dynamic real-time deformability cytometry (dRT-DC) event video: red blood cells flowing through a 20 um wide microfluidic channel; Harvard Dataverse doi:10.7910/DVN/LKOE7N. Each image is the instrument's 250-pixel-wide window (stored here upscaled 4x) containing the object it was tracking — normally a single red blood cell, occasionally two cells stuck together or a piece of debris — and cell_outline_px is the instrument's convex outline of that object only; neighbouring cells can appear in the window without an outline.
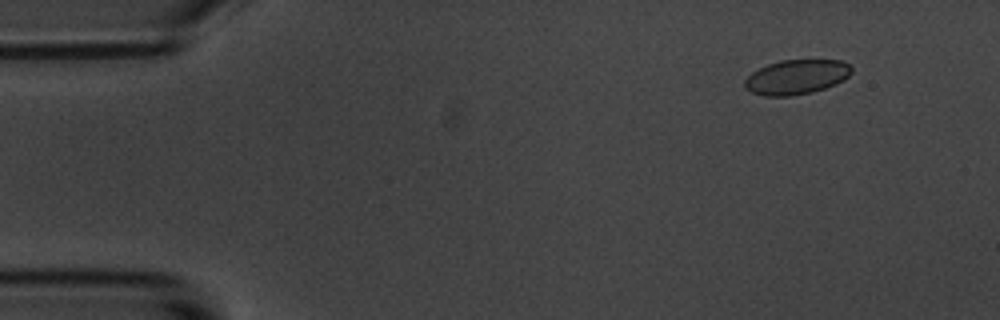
{"species": "common noctule bat (a hibernating species)", "species_latin": "Nyctalus noctula", "temperature_condition": "room temperature", "stored_images_in_passage": 4, "camera_frame_rate_fps": 3000, "um_per_image_px": 0.085, "animal": {"sex": "male", "body_mass_g": 20.1, "forearm_length_mm": 53.5}, "frame": {"image": 1, "passage_image": 1, "time_ms": 0.0, "image_size_px": [1000, 320], "cell_outline_px": [[852, 72], [844, 80], [836, 84], [812, 92], [792, 96], [764, 96], [752, 92], [744, 88], [744, 80], [752, 72], [768, 64], [780, 60], [840, 60], [848, 64], [852, 68]], "centroid_in_image_um": [67.69, 6.55], "position_along_channel_um": 17.3, "area_um2": 21.62}}
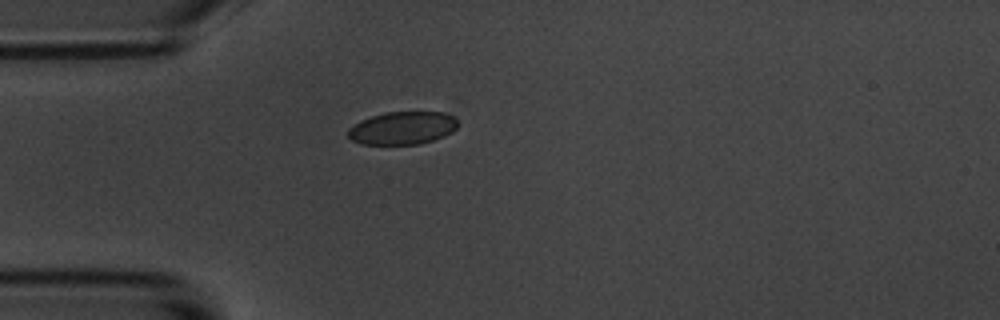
{"frame": {"image": 2, "passage_image": 4, "time_ms": 3.333, "image_size_px": [1000, 320], "cell_outline_px": [[456, 128], [452, 132], [444, 136], [420, 144], [364, 144], [352, 140], [348, 136], [348, 128], [360, 120], [384, 112], [444, 112], [452, 116], [456, 120]], "centroid_in_image_um": [34.19, 10.88], "position_along_channel_um": 50.8, "area_um2": 20.92}}